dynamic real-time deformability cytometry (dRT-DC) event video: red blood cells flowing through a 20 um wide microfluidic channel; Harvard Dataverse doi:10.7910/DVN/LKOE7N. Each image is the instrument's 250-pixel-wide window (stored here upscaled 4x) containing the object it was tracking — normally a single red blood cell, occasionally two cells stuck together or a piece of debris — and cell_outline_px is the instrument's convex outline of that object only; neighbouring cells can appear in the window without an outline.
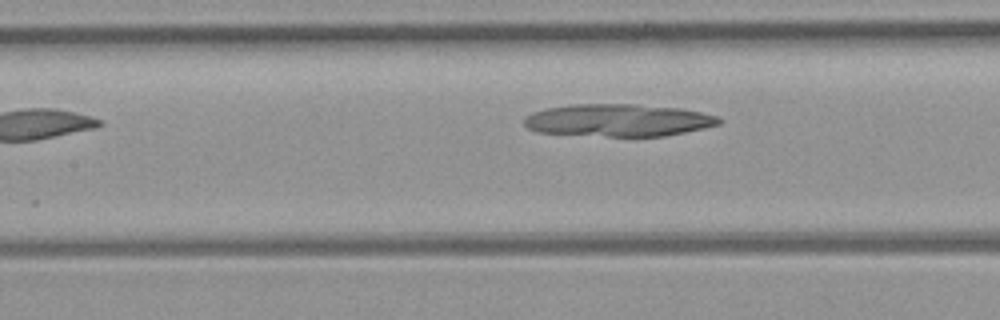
{"species": "common noctule bat (a hibernating species)", "species_latin": "Nyctalus noctula", "temperature_condition": "room temperature", "stored_images_in_passage": 5, "camera_frame_rate_fps": 3000, "um_per_image_px": 0.085, "animal": {"sex": "female", "body_mass_g": 21.9}, "frame": {"image": 1, "passage_image": 5, "time_ms": 4.333, "image_size_px": [1000, 320], "cell_outline_px": [[724, 120], [720, 124], [704, 128], [664, 136], [608, 136], [536, 132], [528, 128], [524, 124], [524, 116], [532, 112], [544, 108], [572, 104], [636, 104], [680, 108], [700, 112], [716, 116]], "centroid_in_image_um": [52.53, 10.21], "position_along_channel_um": 154.9, "area_um2": 36.88}}